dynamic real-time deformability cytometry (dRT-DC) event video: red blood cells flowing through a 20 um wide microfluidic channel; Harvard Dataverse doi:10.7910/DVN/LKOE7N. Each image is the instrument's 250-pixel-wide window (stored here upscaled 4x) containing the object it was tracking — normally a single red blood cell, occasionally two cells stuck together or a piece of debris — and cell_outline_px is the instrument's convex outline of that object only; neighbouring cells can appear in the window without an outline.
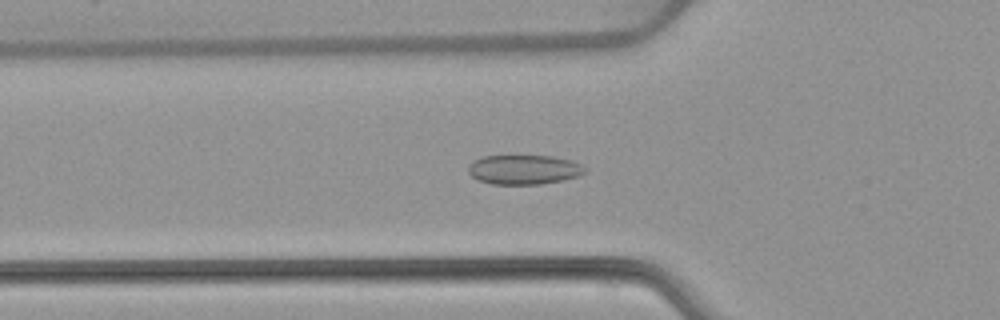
{"species": "common noctule bat (a hibernating species)", "species_latin": "Nyctalus noctula", "temperature_condition": "warm", "stored_images_in_passage": 53, "camera_frame_rate_fps": 3000, "um_per_image_px": 0.085, "animal": {"sex": "female", "body_mass_g": 22.7, "forearm_length_mm": 54.2}, "frame": {"image": 1, "passage_image": 18, "time_ms": 5.667, "image_size_px": [1000, 320], "cell_outline_px": [[584, 172], [576, 176], [564, 180], [540, 184], [492, 184], [480, 180], [472, 176], [468, 172], [468, 164], [484, 156], [552, 156], [572, 160], [580, 164], [584, 168]], "centroid_in_image_um": [44.52, 14.41], "position_along_channel_um": 81.3, "area_um2": 19.83}}
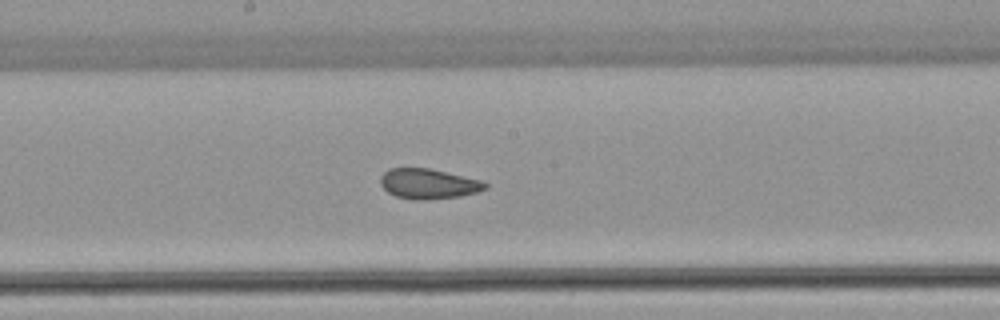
{"frame": {"image": 2, "passage_image": 28, "time_ms": 9.0, "image_size_px": [1000, 320], "cell_outline_px": [[488, 188], [476, 192], [460, 196], [424, 200], [412, 200], [396, 196], [388, 192], [380, 184], [380, 176], [388, 168], [428, 168], [484, 180], [488, 184]], "centroid_in_image_um": [36.43, 15.62], "position_along_channel_um": 211.8, "area_um2": 18.55}}
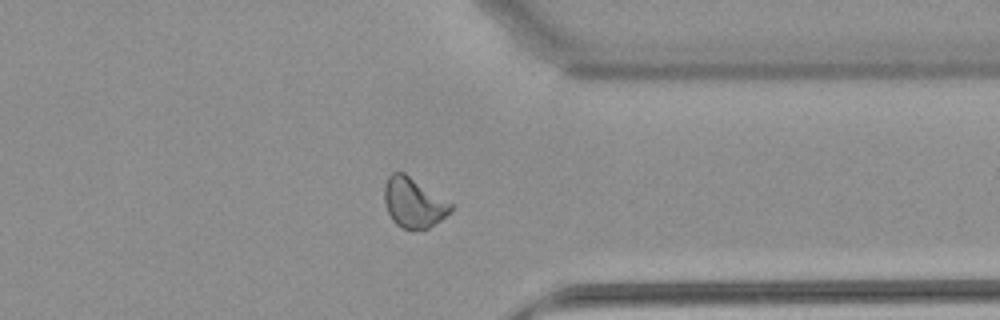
{"frame": {"image": 3, "passage_image": 41, "time_ms": 13.333, "image_size_px": [1000, 320], "cell_outline_px": [[452, 212], [428, 228], [400, 228], [392, 220], [388, 212], [384, 200], [384, 184], [388, 176], [392, 172], [404, 172], [452, 204]], "centroid_in_image_um": [35.12, 17.21], "position_along_channel_um": 376.3, "area_um2": 19.07}, "authors_computed_cell_mechanics": {"area_um2": 19.5364, "velocity_mm_per_s": 3.9044, "shape_relaxation_time_tau1_ms": null, "shape_relaxation_time_tau2_ms": 1.302, "deformation_change_tau1": null, "deformation_change_tau2": 0.0651}}